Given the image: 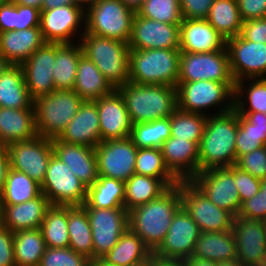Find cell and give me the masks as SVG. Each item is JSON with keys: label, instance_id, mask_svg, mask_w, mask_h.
Masks as SVG:
<instances>
[{"label": "cell", "instance_id": "8", "mask_svg": "<svg viewBox=\"0 0 266 266\" xmlns=\"http://www.w3.org/2000/svg\"><path fill=\"white\" fill-rule=\"evenodd\" d=\"M134 15L135 12L120 0H97L85 10L83 30L89 34L128 43Z\"/></svg>", "mask_w": 266, "mask_h": 266}, {"label": "cell", "instance_id": "18", "mask_svg": "<svg viewBox=\"0 0 266 266\" xmlns=\"http://www.w3.org/2000/svg\"><path fill=\"white\" fill-rule=\"evenodd\" d=\"M236 242L237 259L244 266L266 264L265 221L234 217L231 228Z\"/></svg>", "mask_w": 266, "mask_h": 266}, {"label": "cell", "instance_id": "50", "mask_svg": "<svg viewBox=\"0 0 266 266\" xmlns=\"http://www.w3.org/2000/svg\"><path fill=\"white\" fill-rule=\"evenodd\" d=\"M238 217L266 221V196L261 189L251 199L241 204Z\"/></svg>", "mask_w": 266, "mask_h": 266}, {"label": "cell", "instance_id": "6", "mask_svg": "<svg viewBox=\"0 0 266 266\" xmlns=\"http://www.w3.org/2000/svg\"><path fill=\"white\" fill-rule=\"evenodd\" d=\"M82 98L74 90H55L34 100L39 136L57 138L78 112Z\"/></svg>", "mask_w": 266, "mask_h": 266}, {"label": "cell", "instance_id": "25", "mask_svg": "<svg viewBox=\"0 0 266 266\" xmlns=\"http://www.w3.org/2000/svg\"><path fill=\"white\" fill-rule=\"evenodd\" d=\"M54 155L64 162L74 175L88 188L98 179L95 149L52 138Z\"/></svg>", "mask_w": 266, "mask_h": 266}, {"label": "cell", "instance_id": "36", "mask_svg": "<svg viewBox=\"0 0 266 266\" xmlns=\"http://www.w3.org/2000/svg\"><path fill=\"white\" fill-rule=\"evenodd\" d=\"M84 208H125L124 182L114 178L98 176L92 186L87 188Z\"/></svg>", "mask_w": 266, "mask_h": 266}, {"label": "cell", "instance_id": "59", "mask_svg": "<svg viewBox=\"0 0 266 266\" xmlns=\"http://www.w3.org/2000/svg\"><path fill=\"white\" fill-rule=\"evenodd\" d=\"M152 266H187L183 259L162 258L152 253Z\"/></svg>", "mask_w": 266, "mask_h": 266}, {"label": "cell", "instance_id": "53", "mask_svg": "<svg viewBox=\"0 0 266 266\" xmlns=\"http://www.w3.org/2000/svg\"><path fill=\"white\" fill-rule=\"evenodd\" d=\"M40 27V10L16 4L15 31Z\"/></svg>", "mask_w": 266, "mask_h": 266}, {"label": "cell", "instance_id": "16", "mask_svg": "<svg viewBox=\"0 0 266 266\" xmlns=\"http://www.w3.org/2000/svg\"><path fill=\"white\" fill-rule=\"evenodd\" d=\"M230 69L235 82L266 78V43H256L240 35L227 40Z\"/></svg>", "mask_w": 266, "mask_h": 266}, {"label": "cell", "instance_id": "65", "mask_svg": "<svg viewBox=\"0 0 266 266\" xmlns=\"http://www.w3.org/2000/svg\"><path fill=\"white\" fill-rule=\"evenodd\" d=\"M218 266H244L238 259L218 262Z\"/></svg>", "mask_w": 266, "mask_h": 266}, {"label": "cell", "instance_id": "19", "mask_svg": "<svg viewBox=\"0 0 266 266\" xmlns=\"http://www.w3.org/2000/svg\"><path fill=\"white\" fill-rule=\"evenodd\" d=\"M200 232L197 224L181 206L174 214L164 241L153 254L171 259L190 258Z\"/></svg>", "mask_w": 266, "mask_h": 266}, {"label": "cell", "instance_id": "4", "mask_svg": "<svg viewBox=\"0 0 266 266\" xmlns=\"http://www.w3.org/2000/svg\"><path fill=\"white\" fill-rule=\"evenodd\" d=\"M80 34L82 35H80L79 43L83 55L97 66L114 89L129 82L130 48L128 43L85 31Z\"/></svg>", "mask_w": 266, "mask_h": 266}, {"label": "cell", "instance_id": "57", "mask_svg": "<svg viewBox=\"0 0 266 266\" xmlns=\"http://www.w3.org/2000/svg\"><path fill=\"white\" fill-rule=\"evenodd\" d=\"M16 4L8 0L0 6V33L15 30Z\"/></svg>", "mask_w": 266, "mask_h": 266}, {"label": "cell", "instance_id": "12", "mask_svg": "<svg viewBox=\"0 0 266 266\" xmlns=\"http://www.w3.org/2000/svg\"><path fill=\"white\" fill-rule=\"evenodd\" d=\"M219 208L237 217L241 201L235 183V165L205 169L190 180Z\"/></svg>", "mask_w": 266, "mask_h": 266}, {"label": "cell", "instance_id": "54", "mask_svg": "<svg viewBox=\"0 0 266 266\" xmlns=\"http://www.w3.org/2000/svg\"><path fill=\"white\" fill-rule=\"evenodd\" d=\"M240 36L248 41L266 43V17L243 21Z\"/></svg>", "mask_w": 266, "mask_h": 266}, {"label": "cell", "instance_id": "7", "mask_svg": "<svg viewBox=\"0 0 266 266\" xmlns=\"http://www.w3.org/2000/svg\"><path fill=\"white\" fill-rule=\"evenodd\" d=\"M234 89L235 83L211 80L177 82V108L186 112L204 114L202 110L206 111L211 106L213 108L222 104L223 107H219L221 110H217L216 114L225 113L234 108Z\"/></svg>", "mask_w": 266, "mask_h": 266}, {"label": "cell", "instance_id": "3", "mask_svg": "<svg viewBox=\"0 0 266 266\" xmlns=\"http://www.w3.org/2000/svg\"><path fill=\"white\" fill-rule=\"evenodd\" d=\"M116 90L124 99L133 125L169 117L177 109L173 86L127 82Z\"/></svg>", "mask_w": 266, "mask_h": 266}, {"label": "cell", "instance_id": "70", "mask_svg": "<svg viewBox=\"0 0 266 266\" xmlns=\"http://www.w3.org/2000/svg\"><path fill=\"white\" fill-rule=\"evenodd\" d=\"M2 225V208H1V205H0V226Z\"/></svg>", "mask_w": 266, "mask_h": 266}, {"label": "cell", "instance_id": "64", "mask_svg": "<svg viewBox=\"0 0 266 266\" xmlns=\"http://www.w3.org/2000/svg\"><path fill=\"white\" fill-rule=\"evenodd\" d=\"M12 64L0 53V75Z\"/></svg>", "mask_w": 266, "mask_h": 266}, {"label": "cell", "instance_id": "42", "mask_svg": "<svg viewBox=\"0 0 266 266\" xmlns=\"http://www.w3.org/2000/svg\"><path fill=\"white\" fill-rule=\"evenodd\" d=\"M40 230L46 247H69L68 206H51L46 211Z\"/></svg>", "mask_w": 266, "mask_h": 266}, {"label": "cell", "instance_id": "33", "mask_svg": "<svg viewBox=\"0 0 266 266\" xmlns=\"http://www.w3.org/2000/svg\"><path fill=\"white\" fill-rule=\"evenodd\" d=\"M237 158L266 145V114L261 112H237Z\"/></svg>", "mask_w": 266, "mask_h": 266}, {"label": "cell", "instance_id": "40", "mask_svg": "<svg viewBox=\"0 0 266 266\" xmlns=\"http://www.w3.org/2000/svg\"><path fill=\"white\" fill-rule=\"evenodd\" d=\"M206 19L226 41L240 35L243 20L236 0H214Z\"/></svg>", "mask_w": 266, "mask_h": 266}, {"label": "cell", "instance_id": "31", "mask_svg": "<svg viewBox=\"0 0 266 266\" xmlns=\"http://www.w3.org/2000/svg\"><path fill=\"white\" fill-rule=\"evenodd\" d=\"M191 257L222 262L237 259L232 231L200 232Z\"/></svg>", "mask_w": 266, "mask_h": 266}, {"label": "cell", "instance_id": "66", "mask_svg": "<svg viewBox=\"0 0 266 266\" xmlns=\"http://www.w3.org/2000/svg\"><path fill=\"white\" fill-rule=\"evenodd\" d=\"M97 0H76V4L81 6L84 10L92 5H94ZM87 6V7H86Z\"/></svg>", "mask_w": 266, "mask_h": 266}, {"label": "cell", "instance_id": "51", "mask_svg": "<svg viewBox=\"0 0 266 266\" xmlns=\"http://www.w3.org/2000/svg\"><path fill=\"white\" fill-rule=\"evenodd\" d=\"M235 183L237 186L238 194L241 204L255 196L261 186V180L253 177L248 172L240 170L235 166Z\"/></svg>", "mask_w": 266, "mask_h": 266}, {"label": "cell", "instance_id": "10", "mask_svg": "<svg viewBox=\"0 0 266 266\" xmlns=\"http://www.w3.org/2000/svg\"><path fill=\"white\" fill-rule=\"evenodd\" d=\"M41 191L51 206H82L87 199V187L54 154L49 160Z\"/></svg>", "mask_w": 266, "mask_h": 266}, {"label": "cell", "instance_id": "29", "mask_svg": "<svg viewBox=\"0 0 266 266\" xmlns=\"http://www.w3.org/2000/svg\"><path fill=\"white\" fill-rule=\"evenodd\" d=\"M35 109L0 107V144L27 141L37 136Z\"/></svg>", "mask_w": 266, "mask_h": 266}, {"label": "cell", "instance_id": "60", "mask_svg": "<svg viewBox=\"0 0 266 266\" xmlns=\"http://www.w3.org/2000/svg\"><path fill=\"white\" fill-rule=\"evenodd\" d=\"M60 6H78L76 0H44L41 10H51Z\"/></svg>", "mask_w": 266, "mask_h": 266}, {"label": "cell", "instance_id": "21", "mask_svg": "<svg viewBox=\"0 0 266 266\" xmlns=\"http://www.w3.org/2000/svg\"><path fill=\"white\" fill-rule=\"evenodd\" d=\"M55 44L45 43L20 66L23 69L25 84L33 100L55 91L53 68Z\"/></svg>", "mask_w": 266, "mask_h": 266}, {"label": "cell", "instance_id": "23", "mask_svg": "<svg viewBox=\"0 0 266 266\" xmlns=\"http://www.w3.org/2000/svg\"><path fill=\"white\" fill-rule=\"evenodd\" d=\"M181 52L208 53L223 50L227 41L207 19H183L180 23Z\"/></svg>", "mask_w": 266, "mask_h": 266}, {"label": "cell", "instance_id": "55", "mask_svg": "<svg viewBox=\"0 0 266 266\" xmlns=\"http://www.w3.org/2000/svg\"><path fill=\"white\" fill-rule=\"evenodd\" d=\"M13 237L12 231L0 226V266H16Z\"/></svg>", "mask_w": 266, "mask_h": 266}, {"label": "cell", "instance_id": "5", "mask_svg": "<svg viewBox=\"0 0 266 266\" xmlns=\"http://www.w3.org/2000/svg\"><path fill=\"white\" fill-rule=\"evenodd\" d=\"M179 49L130 50L129 82L177 87Z\"/></svg>", "mask_w": 266, "mask_h": 266}, {"label": "cell", "instance_id": "67", "mask_svg": "<svg viewBox=\"0 0 266 266\" xmlns=\"http://www.w3.org/2000/svg\"><path fill=\"white\" fill-rule=\"evenodd\" d=\"M90 266H115V265H110L104 262L102 259H96L90 262Z\"/></svg>", "mask_w": 266, "mask_h": 266}, {"label": "cell", "instance_id": "43", "mask_svg": "<svg viewBox=\"0 0 266 266\" xmlns=\"http://www.w3.org/2000/svg\"><path fill=\"white\" fill-rule=\"evenodd\" d=\"M135 174L159 178L168 188L180 180L169 170L161 148H141L137 150Z\"/></svg>", "mask_w": 266, "mask_h": 266}, {"label": "cell", "instance_id": "68", "mask_svg": "<svg viewBox=\"0 0 266 266\" xmlns=\"http://www.w3.org/2000/svg\"><path fill=\"white\" fill-rule=\"evenodd\" d=\"M260 189L264 191V194L266 196V178L261 180V186Z\"/></svg>", "mask_w": 266, "mask_h": 266}, {"label": "cell", "instance_id": "17", "mask_svg": "<svg viewBox=\"0 0 266 266\" xmlns=\"http://www.w3.org/2000/svg\"><path fill=\"white\" fill-rule=\"evenodd\" d=\"M179 34L180 24L163 23L135 13L128 45L130 50L179 49Z\"/></svg>", "mask_w": 266, "mask_h": 266}, {"label": "cell", "instance_id": "63", "mask_svg": "<svg viewBox=\"0 0 266 266\" xmlns=\"http://www.w3.org/2000/svg\"><path fill=\"white\" fill-rule=\"evenodd\" d=\"M126 7L133 10L135 13L142 7L145 0H120Z\"/></svg>", "mask_w": 266, "mask_h": 266}, {"label": "cell", "instance_id": "56", "mask_svg": "<svg viewBox=\"0 0 266 266\" xmlns=\"http://www.w3.org/2000/svg\"><path fill=\"white\" fill-rule=\"evenodd\" d=\"M243 21L266 17V0H236Z\"/></svg>", "mask_w": 266, "mask_h": 266}, {"label": "cell", "instance_id": "48", "mask_svg": "<svg viewBox=\"0 0 266 266\" xmlns=\"http://www.w3.org/2000/svg\"><path fill=\"white\" fill-rule=\"evenodd\" d=\"M91 260L67 248L46 247L39 266H90Z\"/></svg>", "mask_w": 266, "mask_h": 266}, {"label": "cell", "instance_id": "32", "mask_svg": "<svg viewBox=\"0 0 266 266\" xmlns=\"http://www.w3.org/2000/svg\"><path fill=\"white\" fill-rule=\"evenodd\" d=\"M0 107L34 108L20 65H11L0 75Z\"/></svg>", "mask_w": 266, "mask_h": 266}, {"label": "cell", "instance_id": "69", "mask_svg": "<svg viewBox=\"0 0 266 266\" xmlns=\"http://www.w3.org/2000/svg\"><path fill=\"white\" fill-rule=\"evenodd\" d=\"M138 266H152V254H151L150 259L147 262H145L141 265H138Z\"/></svg>", "mask_w": 266, "mask_h": 266}, {"label": "cell", "instance_id": "27", "mask_svg": "<svg viewBox=\"0 0 266 266\" xmlns=\"http://www.w3.org/2000/svg\"><path fill=\"white\" fill-rule=\"evenodd\" d=\"M50 207L51 204L43 193L20 204L1 205L2 225L13 233L40 228Z\"/></svg>", "mask_w": 266, "mask_h": 266}, {"label": "cell", "instance_id": "28", "mask_svg": "<svg viewBox=\"0 0 266 266\" xmlns=\"http://www.w3.org/2000/svg\"><path fill=\"white\" fill-rule=\"evenodd\" d=\"M45 43L40 27L0 33V53L12 65H21Z\"/></svg>", "mask_w": 266, "mask_h": 266}, {"label": "cell", "instance_id": "62", "mask_svg": "<svg viewBox=\"0 0 266 266\" xmlns=\"http://www.w3.org/2000/svg\"><path fill=\"white\" fill-rule=\"evenodd\" d=\"M14 4L37 8L41 11L44 0H10Z\"/></svg>", "mask_w": 266, "mask_h": 266}, {"label": "cell", "instance_id": "2", "mask_svg": "<svg viewBox=\"0 0 266 266\" xmlns=\"http://www.w3.org/2000/svg\"><path fill=\"white\" fill-rule=\"evenodd\" d=\"M238 126V113L234 108L225 113L208 115L199 144V172L236 164Z\"/></svg>", "mask_w": 266, "mask_h": 266}, {"label": "cell", "instance_id": "58", "mask_svg": "<svg viewBox=\"0 0 266 266\" xmlns=\"http://www.w3.org/2000/svg\"><path fill=\"white\" fill-rule=\"evenodd\" d=\"M10 169V160L7 146L0 144V191L5 184L8 170Z\"/></svg>", "mask_w": 266, "mask_h": 266}, {"label": "cell", "instance_id": "22", "mask_svg": "<svg viewBox=\"0 0 266 266\" xmlns=\"http://www.w3.org/2000/svg\"><path fill=\"white\" fill-rule=\"evenodd\" d=\"M94 102L99 113L101 142L130 137L133 124L124 99L116 89Z\"/></svg>", "mask_w": 266, "mask_h": 266}, {"label": "cell", "instance_id": "61", "mask_svg": "<svg viewBox=\"0 0 266 266\" xmlns=\"http://www.w3.org/2000/svg\"><path fill=\"white\" fill-rule=\"evenodd\" d=\"M185 262L187 266H218L217 262L195 257L187 258Z\"/></svg>", "mask_w": 266, "mask_h": 266}, {"label": "cell", "instance_id": "38", "mask_svg": "<svg viewBox=\"0 0 266 266\" xmlns=\"http://www.w3.org/2000/svg\"><path fill=\"white\" fill-rule=\"evenodd\" d=\"M69 247L94 260L92 231L83 206H68Z\"/></svg>", "mask_w": 266, "mask_h": 266}, {"label": "cell", "instance_id": "11", "mask_svg": "<svg viewBox=\"0 0 266 266\" xmlns=\"http://www.w3.org/2000/svg\"><path fill=\"white\" fill-rule=\"evenodd\" d=\"M201 80L236 83L231 73L227 47L208 53L181 52L178 82Z\"/></svg>", "mask_w": 266, "mask_h": 266}, {"label": "cell", "instance_id": "71", "mask_svg": "<svg viewBox=\"0 0 266 266\" xmlns=\"http://www.w3.org/2000/svg\"><path fill=\"white\" fill-rule=\"evenodd\" d=\"M8 0H0V6H3Z\"/></svg>", "mask_w": 266, "mask_h": 266}, {"label": "cell", "instance_id": "26", "mask_svg": "<svg viewBox=\"0 0 266 266\" xmlns=\"http://www.w3.org/2000/svg\"><path fill=\"white\" fill-rule=\"evenodd\" d=\"M169 170L181 181L191 180L199 173V145L170 136L161 147Z\"/></svg>", "mask_w": 266, "mask_h": 266}, {"label": "cell", "instance_id": "34", "mask_svg": "<svg viewBox=\"0 0 266 266\" xmlns=\"http://www.w3.org/2000/svg\"><path fill=\"white\" fill-rule=\"evenodd\" d=\"M152 251L129 228L101 259L115 266H138L147 262Z\"/></svg>", "mask_w": 266, "mask_h": 266}, {"label": "cell", "instance_id": "24", "mask_svg": "<svg viewBox=\"0 0 266 266\" xmlns=\"http://www.w3.org/2000/svg\"><path fill=\"white\" fill-rule=\"evenodd\" d=\"M57 139L69 144L95 148L101 142L99 113L96 103L83 101L76 115Z\"/></svg>", "mask_w": 266, "mask_h": 266}, {"label": "cell", "instance_id": "45", "mask_svg": "<svg viewBox=\"0 0 266 266\" xmlns=\"http://www.w3.org/2000/svg\"><path fill=\"white\" fill-rule=\"evenodd\" d=\"M170 116L154 121L135 124L131 128L130 138L138 148H161L171 136Z\"/></svg>", "mask_w": 266, "mask_h": 266}, {"label": "cell", "instance_id": "46", "mask_svg": "<svg viewBox=\"0 0 266 266\" xmlns=\"http://www.w3.org/2000/svg\"><path fill=\"white\" fill-rule=\"evenodd\" d=\"M209 114H199L182 111L177 108L170 115L171 136L200 144L207 117Z\"/></svg>", "mask_w": 266, "mask_h": 266}, {"label": "cell", "instance_id": "13", "mask_svg": "<svg viewBox=\"0 0 266 266\" xmlns=\"http://www.w3.org/2000/svg\"><path fill=\"white\" fill-rule=\"evenodd\" d=\"M7 150L10 168L25 173L42 185L49 160L54 154L52 139L37 135L31 140L11 143Z\"/></svg>", "mask_w": 266, "mask_h": 266}, {"label": "cell", "instance_id": "37", "mask_svg": "<svg viewBox=\"0 0 266 266\" xmlns=\"http://www.w3.org/2000/svg\"><path fill=\"white\" fill-rule=\"evenodd\" d=\"M167 189L168 187L159 178L133 174L124 182V207L130 211L158 198Z\"/></svg>", "mask_w": 266, "mask_h": 266}, {"label": "cell", "instance_id": "1", "mask_svg": "<svg viewBox=\"0 0 266 266\" xmlns=\"http://www.w3.org/2000/svg\"><path fill=\"white\" fill-rule=\"evenodd\" d=\"M180 207L179 182L158 198L128 211V227L153 253L164 241L174 214Z\"/></svg>", "mask_w": 266, "mask_h": 266}, {"label": "cell", "instance_id": "15", "mask_svg": "<svg viewBox=\"0 0 266 266\" xmlns=\"http://www.w3.org/2000/svg\"><path fill=\"white\" fill-rule=\"evenodd\" d=\"M94 149L97 157L98 176L126 182L135 174L138 148L130 137L102 141Z\"/></svg>", "mask_w": 266, "mask_h": 266}, {"label": "cell", "instance_id": "47", "mask_svg": "<svg viewBox=\"0 0 266 266\" xmlns=\"http://www.w3.org/2000/svg\"><path fill=\"white\" fill-rule=\"evenodd\" d=\"M137 14L141 17L170 24H180L183 20L180 0H145Z\"/></svg>", "mask_w": 266, "mask_h": 266}, {"label": "cell", "instance_id": "30", "mask_svg": "<svg viewBox=\"0 0 266 266\" xmlns=\"http://www.w3.org/2000/svg\"><path fill=\"white\" fill-rule=\"evenodd\" d=\"M73 90L83 101H96L103 96L111 94L115 89L97 66L82 55L78 61Z\"/></svg>", "mask_w": 266, "mask_h": 266}, {"label": "cell", "instance_id": "41", "mask_svg": "<svg viewBox=\"0 0 266 266\" xmlns=\"http://www.w3.org/2000/svg\"><path fill=\"white\" fill-rule=\"evenodd\" d=\"M14 257L16 266H39L46 244L40 228L14 233Z\"/></svg>", "mask_w": 266, "mask_h": 266}, {"label": "cell", "instance_id": "44", "mask_svg": "<svg viewBox=\"0 0 266 266\" xmlns=\"http://www.w3.org/2000/svg\"><path fill=\"white\" fill-rule=\"evenodd\" d=\"M244 80H251L250 82L253 81V83L248 84L249 87H247ZM243 92L244 94L247 92L246 96ZM245 103H248L247 106ZM234 109L236 112H261L266 114V78L237 81L234 89Z\"/></svg>", "mask_w": 266, "mask_h": 266}, {"label": "cell", "instance_id": "52", "mask_svg": "<svg viewBox=\"0 0 266 266\" xmlns=\"http://www.w3.org/2000/svg\"><path fill=\"white\" fill-rule=\"evenodd\" d=\"M214 0H180L183 19H206Z\"/></svg>", "mask_w": 266, "mask_h": 266}, {"label": "cell", "instance_id": "9", "mask_svg": "<svg viewBox=\"0 0 266 266\" xmlns=\"http://www.w3.org/2000/svg\"><path fill=\"white\" fill-rule=\"evenodd\" d=\"M181 206L201 232L230 231L234 216L213 204L190 180L180 181Z\"/></svg>", "mask_w": 266, "mask_h": 266}, {"label": "cell", "instance_id": "39", "mask_svg": "<svg viewBox=\"0 0 266 266\" xmlns=\"http://www.w3.org/2000/svg\"><path fill=\"white\" fill-rule=\"evenodd\" d=\"M42 193L41 185L25 173L9 169L0 191V205H15L32 200Z\"/></svg>", "mask_w": 266, "mask_h": 266}, {"label": "cell", "instance_id": "35", "mask_svg": "<svg viewBox=\"0 0 266 266\" xmlns=\"http://www.w3.org/2000/svg\"><path fill=\"white\" fill-rule=\"evenodd\" d=\"M82 55L79 41L71 44H55V61L52 75L55 90H73L78 61Z\"/></svg>", "mask_w": 266, "mask_h": 266}, {"label": "cell", "instance_id": "14", "mask_svg": "<svg viewBox=\"0 0 266 266\" xmlns=\"http://www.w3.org/2000/svg\"><path fill=\"white\" fill-rule=\"evenodd\" d=\"M92 231L94 260L101 259L129 228L125 208H85Z\"/></svg>", "mask_w": 266, "mask_h": 266}, {"label": "cell", "instance_id": "20", "mask_svg": "<svg viewBox=\"0 0 266 266\" xmlns=\"http://www.w3.org/2000/svg\"><path fill=\"white\" fill-rule=\"evenodd\" d=\"M82 23H85V10L81 6H60L40 11V29L46 43H74L72 37L79 27L85 26Z\"/></svg>", "mask_w": 266, "mask_h": 266}, {"label": "cell", "instance_id": "49", "mask_svg": "<svg viewBox=\"0 0 266 266\" xmlns=\"http://www.w3.org/2000/svg\"><path fill=\"white\" fill-rule=\"evenodd\" d=\"M236 167L259 180L266 178V145L237 158Z\"/></svg>", "mask_w": 266, "mask_h": 266}]
</instances>
